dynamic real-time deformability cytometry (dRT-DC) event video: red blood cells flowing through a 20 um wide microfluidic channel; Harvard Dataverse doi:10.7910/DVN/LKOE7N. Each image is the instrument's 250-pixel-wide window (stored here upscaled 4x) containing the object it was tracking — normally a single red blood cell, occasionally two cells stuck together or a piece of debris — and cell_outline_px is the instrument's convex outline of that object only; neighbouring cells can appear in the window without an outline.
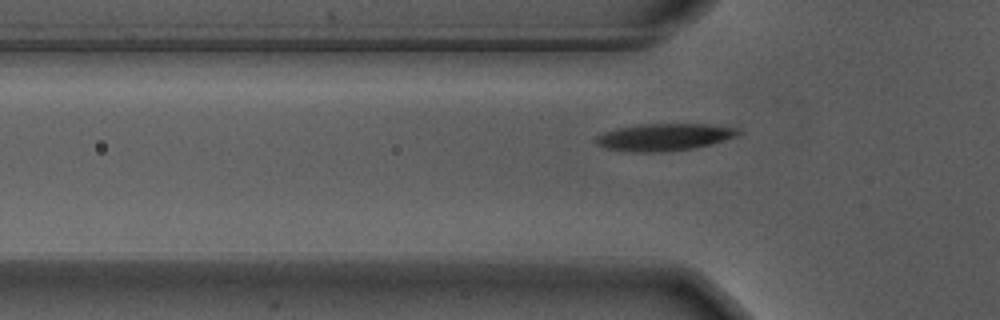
{"species": "Egyptian fruit bat (a non-hibernating species)", "species_latin": "Rousettus aegyptiacus", "temperature_condition": "warm", "stored_images_in_passage": 41, "camera_frame_rate_fps": 3000, "um_per_image_px": 0.085, "animal": {"sex": "male"}, "frame": {"image": 1, "passage_image": 3, "time_ms": 0.667, "image_size_px": [1000, 320], "cell_outline_px": [[744, 132], [736, 136], [724, 140], [692, 148], [664, 152], [628, 152], [604, 148], [596, 144], [596, 136], [604, 132], [620, 128], [640, 124], [704, 124], [740, 128]], "centroid_in_image_um": [56.46, 11.65], "position_along_channel_um": 69.3, "area_um2": 22.48}}
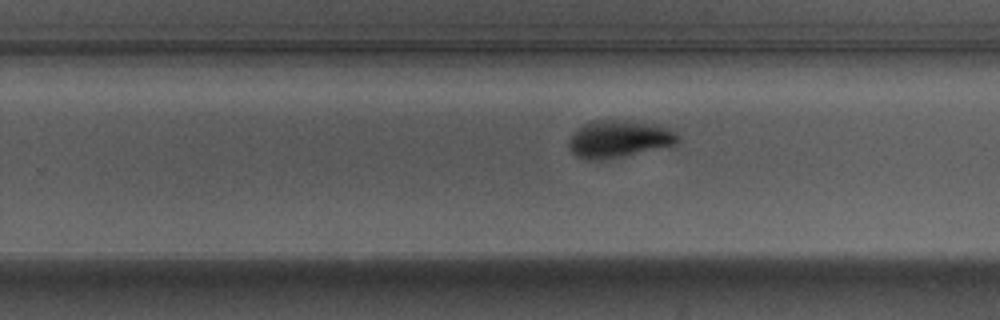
{"frame": {"image": 2, "passage_image": 20, "time_ms": 6.333, "image_size_px": [1000, 320], "cell_outline_px": [[680, 140], [676, 144], [620, 156], [592, 160], [588, 160], [576, 156], [572, 152], [568, 144], [568, 140], [572, 132], [576, 128], [592, 120], [612, 120], [660, 124], [676, 132]], "centroid_in_image_um": [52.57, 11.78], "position_along_channel_um": 277.2, "area_um2": 23.41}}
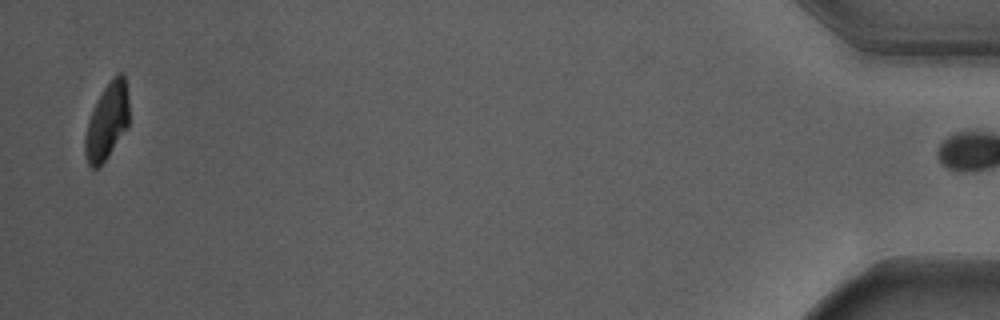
{"frame": {"image": 3, "passage_image": 40, "time_ms": 13.0, "image_size_px": [1000, 320], "cell_outline_px": [[128, 128], [104, 160], [96, 168], [92, 168], [88, 164], [84, 152], [84, 140], [88, 120], [104, 88], [112, 76], [116, 72], [124, 72], [128, 96]], "centroid_in_image_um": [9.11, 10.28], "position_along_channel_um": 426.1, "area_um2": 19.42}, "authors_computed_cell_mechanics": {"area_um2": 22.8888, "velocity_mm_per_s": 3.6697, "shape_relaxation_time_tau1_ms": 1.8492, "shape_relaxation_time_tau2_ms": null, "deformation_change_tau1": 0.17, "deformation_change_tau2": null}}